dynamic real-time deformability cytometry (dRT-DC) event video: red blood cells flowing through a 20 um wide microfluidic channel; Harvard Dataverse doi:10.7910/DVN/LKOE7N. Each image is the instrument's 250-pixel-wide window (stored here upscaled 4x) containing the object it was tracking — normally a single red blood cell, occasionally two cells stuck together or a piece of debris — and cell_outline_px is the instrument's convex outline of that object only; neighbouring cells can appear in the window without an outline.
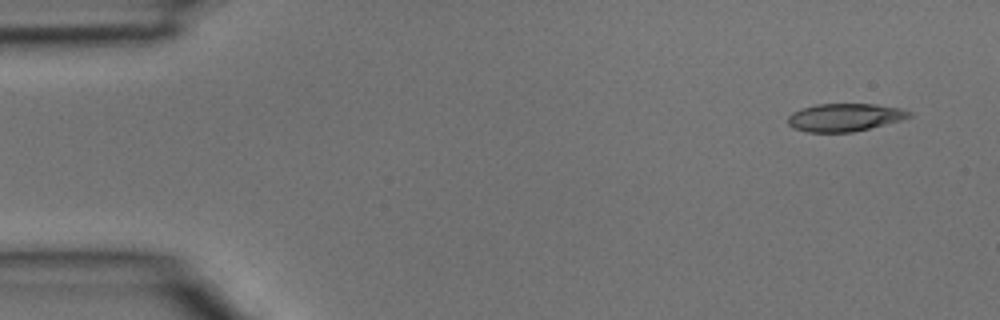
{"species": "common noctule bat (a hibernating species)", "species_latin": "Nyctalus noctula", "temperature_condition": "room temperature", "stored_images_in_passage": 4, "camera_frame_rate_fps": 3000, "um_per_image_px": 0.085, "animal": {"sex": "male", "body_mass_g": 15.6}, "frame": {"image": 1, "passage_image": 1, "time_ms": 0.0, "image_size_px": [1000, 320], "cell_outline_px": [[912, 116], [900, 120], [852, 132], [808, 132], [792, 128], [788, 124], [788, 116], [792, 112], [816, 104], [876, 104], [900, 108], [912, 112]], "centroid_in_image_um": [71.78, 9.97], "position_along_channel_um": 13.2, "area_um2": 19.54}}